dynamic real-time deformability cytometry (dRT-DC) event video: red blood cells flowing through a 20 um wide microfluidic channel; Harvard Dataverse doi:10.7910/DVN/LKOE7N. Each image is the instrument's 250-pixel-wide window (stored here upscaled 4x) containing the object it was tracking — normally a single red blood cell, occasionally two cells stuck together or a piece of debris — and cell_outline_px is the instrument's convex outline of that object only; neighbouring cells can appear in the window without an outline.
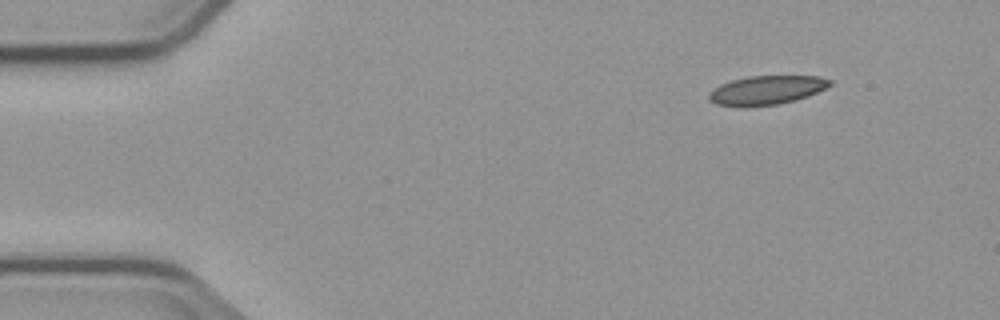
{"species": "common noctule bat (a hibernating species)", "species_latin": "Nyctalus noctula", "temperature_condition": "cold", "stored_images_in_passage": 3, "camera_frame_rate_fps": 3000, "um_per_image_px": 0.085, "animal": {"sex": "male", "body_mass_g": 23.1, "forearm_length_mm": 52.7}, "frame": {"image": 1, "passage_image": 1, "time_ms": 0.0, "image_size_px": [1000, 320], "cell_outline_px": [[832, 84], [808, 96], [776, 104], [744, 108], [716, 104], [708, 96], [720, 84], [732, 80], [748, 76], [816, 76], [832, 80]], "centroid_in_image_um": [65.15, 7.67], "position_along_channel_um": 19.9, "area_um2": 20.17}}